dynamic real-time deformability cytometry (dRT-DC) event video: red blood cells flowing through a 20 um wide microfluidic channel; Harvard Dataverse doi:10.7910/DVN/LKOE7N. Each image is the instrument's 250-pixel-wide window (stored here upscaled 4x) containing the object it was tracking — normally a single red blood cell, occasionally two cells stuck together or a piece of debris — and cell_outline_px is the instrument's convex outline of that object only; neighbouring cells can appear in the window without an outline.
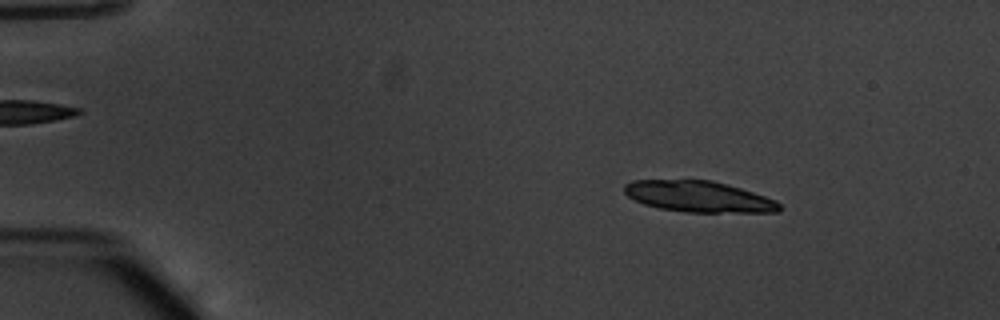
{"species": "common noctule bat (a hibernating species)", "species_latin": "Nyctalus noctula", "temperature_condition": "warm", "stored_images_in_passage": 45, "camera_frame_rate_fps": 3000, "um_per_image_px": 0.085, "animal": {"sex": "male", "body_mass_g": 20.1, "forearm_length_mm": 53.5}, "frame": {"image": 1, "passage_image": 8, "time_ms": 2.333, "image_size_px": [1000, 320], "cell_outline_px": [[780, 212], [684, 212], [656, 208], [644, 204], [628, 196], [624, 192], [624, 184], [632, 180], [712, 180], [740, 188], [776, 200], [780, 204]], "centroid_in_image_um": [59.36, 16.71], "position_along_channel_um": 25.6, "area_um2": 28.03}}
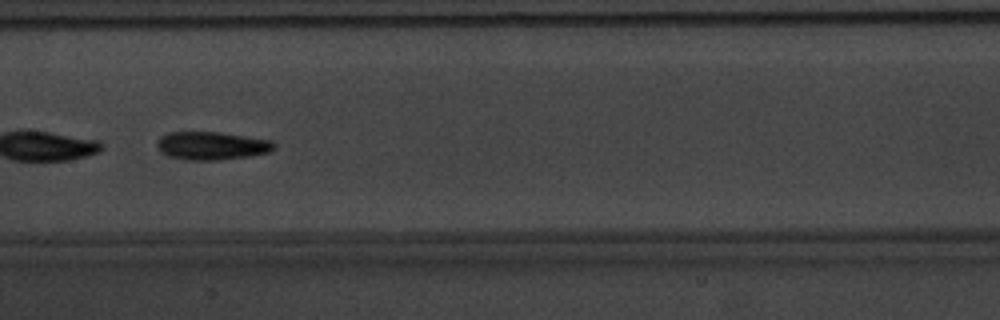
{"frame": {"image": 2, "passage_image": 28, "time_ms": 9.0, "image_size_px": [1000, 320], "cell_outline_px": [[276, 148], [268, 152], [248, 156], [216, 160], [184, 160], [168, 156], [160, 152], [156, 144], [156, 140], [160, 136], [168, 132], [220, 132], [272, 140], [276, 144]], "centroid_in_image_um": [17.96, 12.38], "position_along_channel_um": 189.4, "area_um2": 19.36}}
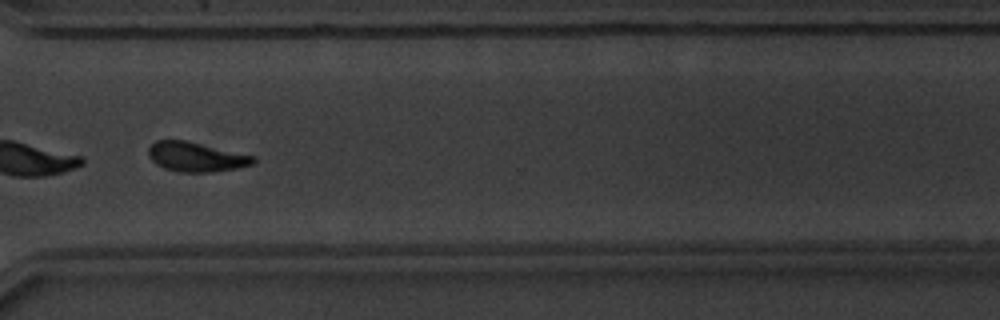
{"frame": {"image": 3, "passage_image": 41, "time_ms": 13.333, "image_size_px": [1000, 320], "cell_outline_px": [[256, 160], [252, 164], [236, 168], [208, 172], [180, 172], [164, 168], [156, 164], [148, 156], [148, 148], [156, 140], [184, 140], [256, 156]], "centroid_in_image_um": [16.65, 13.33], "position_along_channel_um": 354.0, "area_um2": 17.92}, "authors_computed_cell_mechanics": {"area_um2": 19.3052, "velocity_mm_per_s": 3.8073, "shape_relaxation_time_tau1_ms": 2.031, "shape_relaxation_time_tau2_ms": 4.6573, "deformation_change_tau1": 0.1392, "deformation_change_tau2": 0.1344}}